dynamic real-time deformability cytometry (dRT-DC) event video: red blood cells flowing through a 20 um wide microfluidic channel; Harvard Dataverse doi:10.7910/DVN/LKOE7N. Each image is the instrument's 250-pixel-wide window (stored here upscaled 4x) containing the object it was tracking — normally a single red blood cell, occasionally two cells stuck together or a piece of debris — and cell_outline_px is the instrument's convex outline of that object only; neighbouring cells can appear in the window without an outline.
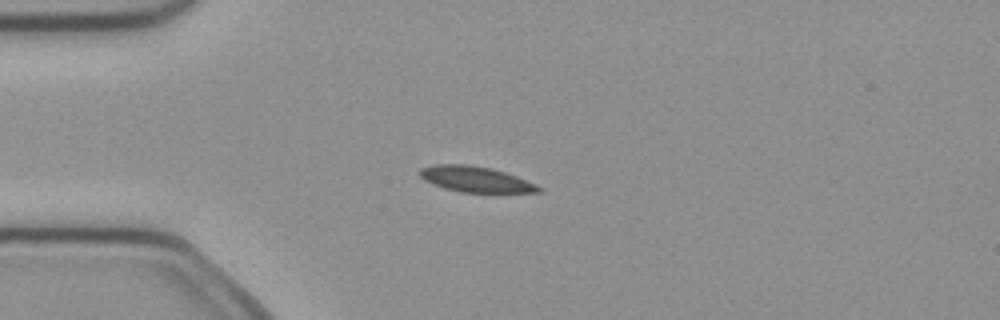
{"species": "common noctule bat (a hibernating species)", "species_latin": "Nyctalus noctula", "temperature_condition": "cold", "stored_images_in_passage": 6, "camera_frame_rate_fps": 3000, "um_per_image_px": 0.085, "animal": {"sex": "female", "body_mass_g": 21.9}, "frame": {"image": 1, "passage_image": 4, "time_ms": 1.0, "image_size_px": [1000, 320], "cell_outline_px": [[544, 192], [460, 192], [444, 188], [432, 184], [424, 180], [420, 176], [420, 168], [432, 164], [468, 164], [492, 168], [516, 176], [536, 184], [544, 188]], "centroid_in_image_um": [40.42, 15.23], "position_along_channel_um": 44.6, "area_um2": 17.86}}